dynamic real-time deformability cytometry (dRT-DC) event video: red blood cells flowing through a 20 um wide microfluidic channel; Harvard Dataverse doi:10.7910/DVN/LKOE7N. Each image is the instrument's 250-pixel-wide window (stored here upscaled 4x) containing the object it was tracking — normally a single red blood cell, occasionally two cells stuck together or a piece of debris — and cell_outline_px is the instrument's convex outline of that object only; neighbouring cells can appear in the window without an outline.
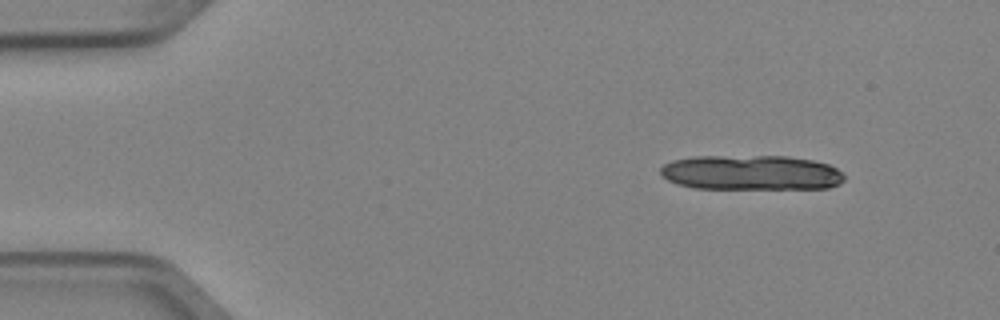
{"species": "Egyptian fruit bat (a non-hibernating species)", "species_latin": "Rousettus aegyptiacus", "temperature_condition": "cold", "stored_images_in_passage": 7, "camera_frame_rate_fps": 3000, "um_per_image_px": 0.085, "animal": {"sex": "female"}, "frame": {"image": 1, "passage_image": 1, "time_ms": 0.0, "image_size_px": [1000, 320], "cell_outline_px": [[844, 180], [840, 184], [828, 188], [692, 188], [676, 184], [668, 180], [660, 172], [660, 168], [664, 164], [672, 160], [696, 156], [788, 156], [812, 160], [828, 164], [836, 168], [844, 176]], "centroid_in_image_um": [63.83, 14.67], "position_along_channel_um": 21.2, "area_um2": 37.4}}
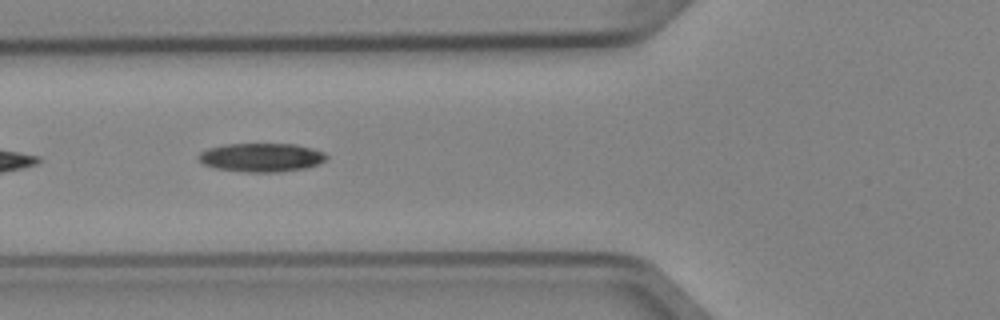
{"frame": {"image": 2, "passage_image": 5, "time_ms": 1.333, "image_size_px": [1000, 320], "cell_outline_px": [[328, 156], [320, 164], [308, 168], [280, 172], [244, 172], [216, 168], [204, 164], [196, 156], [200, 152], [208, 148], [224, 144], [296, 144], [312, 148], [324, 152]], "centroid_in_image_um": [22.24, 13.38], "position_along_channel_um": 103.6, "area_um2": 21.56}}
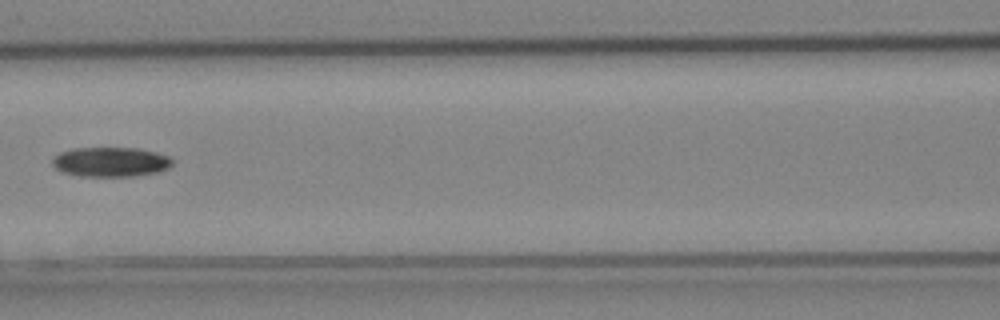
{"frame": {"image": 3, "passage_image": 6, "time_ms": 1.667, "image_size_px": [1000, 320], "cell_outline_px": [[176, 160], [168, 168], [156, 172], [132, 176], [76, 176], [64, 172], [56, 168], [52, 164], [52, 160], [60, 152], [72, 148], [140, 148], [156, 152], [168, 156]], "centroid_in_image_um": [9.42, 13.76], "position_along_channel_um": 157.2, "area_um2": 20.75}}